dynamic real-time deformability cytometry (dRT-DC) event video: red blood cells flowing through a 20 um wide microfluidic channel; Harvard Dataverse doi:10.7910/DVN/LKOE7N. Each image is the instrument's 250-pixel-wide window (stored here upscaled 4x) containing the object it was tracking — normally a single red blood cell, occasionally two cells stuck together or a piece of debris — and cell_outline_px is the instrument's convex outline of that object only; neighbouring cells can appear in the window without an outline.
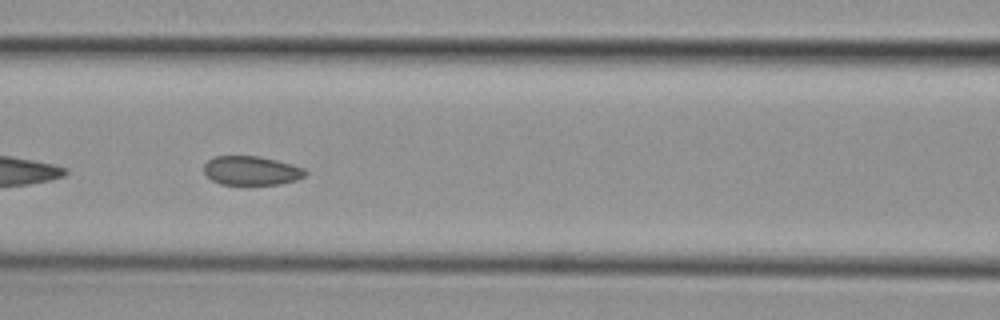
{"species": "common noctule bat (a hibernating species)", "species_latin": "Nyctalus noctula", "temperature_condition": "cold", "stored_images_in_passage": 41, "camera_frame_rate_fps": 3000, "um_per_image_px": 0.085, "animal": {"sex": "female", "body_mass_g": 29.2, "forearm_length_mm": 56.3}, "frame": {"image": 1, "passage_image": 24, "time_ms": 7.667, "image_size_px": [1000, 320], "cell_outline_px": [[308, 172], [304, 176], [296, 180], [280, 184], [220, 184], [212, 180], [204, 172], [204, 164], [208, 160], [216, 156], [260, 156], [292, 164], [304, 168]], "centroid_in_image_um": [21.38, 14.5], "position_along_channel_um": 145.2, "area_um2": 17.11}}
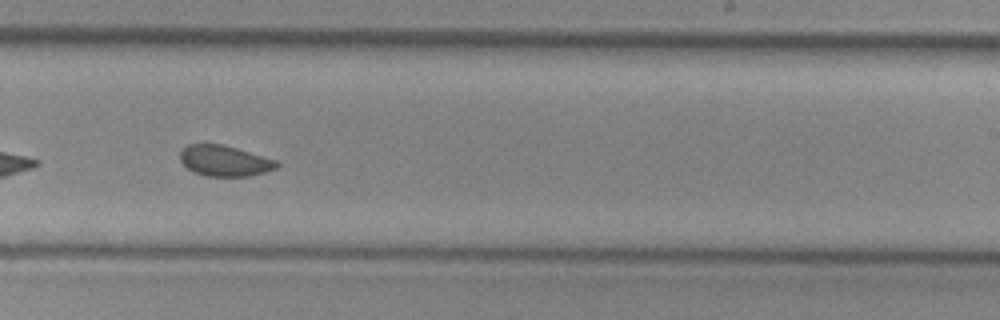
{"frame": {"image": 2, "passage_image": 34, "time_ms": 11.0, "image_size_px": [1000, 320], "cell_outline_px": [[280, 164], [276, 168], [264, 172], [248, 176], [208, 176], [192, 172], [180, 160], [180, 152], [188, 144], [224, 144], [276, 160]], "centroid_in_image_um": [19.08, 13.66], "position_along_channel_um": 269.9, "area_um2": 17.22}}
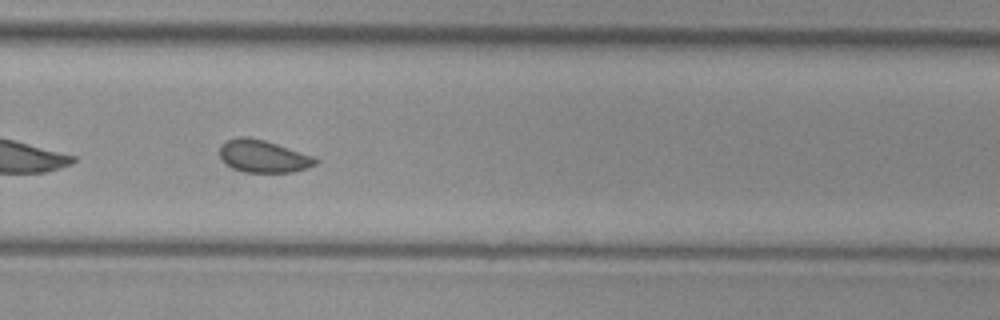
{"frame": {"image": 3, "passage_image": 37, "time_ms": 12.0, "image_size_px": [1000, 320], "cell_outline_px": [[320, 160], [316, 164], [308, 168], [292, 172], [244, 172], [232, 168], [224, 164], [220, 160], [220, 144], [228, 140], [240, 136], [248, 136], [264, 140], [316, 156]], "centroid_in_image_um": [22.38, 13.28], "position_along_channel_um": 307.4, "area_um2": 18.44}}